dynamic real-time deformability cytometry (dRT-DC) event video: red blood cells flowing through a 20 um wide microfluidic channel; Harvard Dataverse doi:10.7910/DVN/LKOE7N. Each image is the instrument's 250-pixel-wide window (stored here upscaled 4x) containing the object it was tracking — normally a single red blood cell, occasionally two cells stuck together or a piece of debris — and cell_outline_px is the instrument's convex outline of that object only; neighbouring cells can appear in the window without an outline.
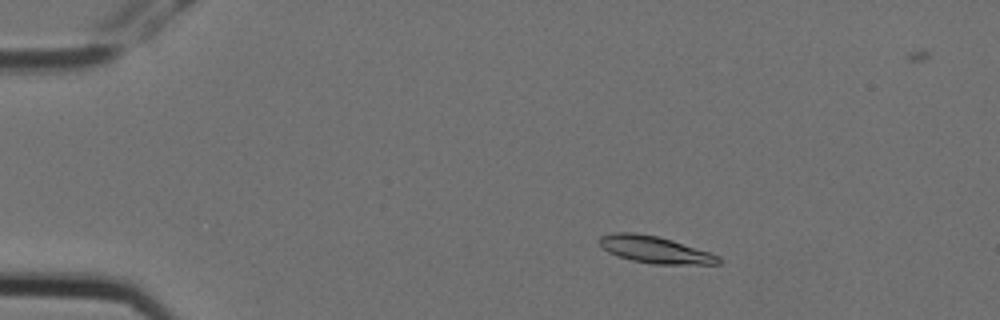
{"species": "Egyptian fruit bat (a non-hibernating species)", "species_latin": "Rousettus aegyptiacus", "temperature_condition": "cold", "stored_images_in_passage": 7, "camera_frame_rate_fps": 3000, "um_per_image_px": 0.085, "animal": {"sex": "female"}, "frame": {"image": 1, "passage_image": 2, "time_ms": 0.333, "image_size_px": [1000, 320], "cell_outline_px": [[724, 260], [720, 264], [652, 264], [632, 260], [608, 252], [596, 240], [600, 236], [612, 232], [636, 232], [656, 236], [672, 240], [720, 256]], "centroid_in_image_um": [55.66, 21.21], "position_along_channel_um": 29.3, "area_um2": 18.67}}
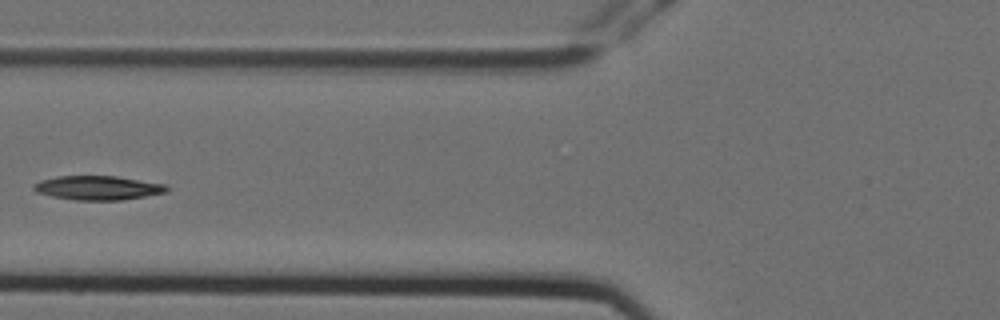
{"frame": {"image": 2, "passage_image": 5, "time_ms": 1.333, "image_size_px": [1000, 320], "cell_outline_px": [[168, 192], [120, 200], [76, 200], [52, 196], [36, 192], [32, 188], [32, 184], [40, 180], [56, 176], [116, 176], [168, 184]], "centroid_in_image_um": [8.32, 15.96], "position_along_channel_um": 117.5, "area_um2": 18.79}}
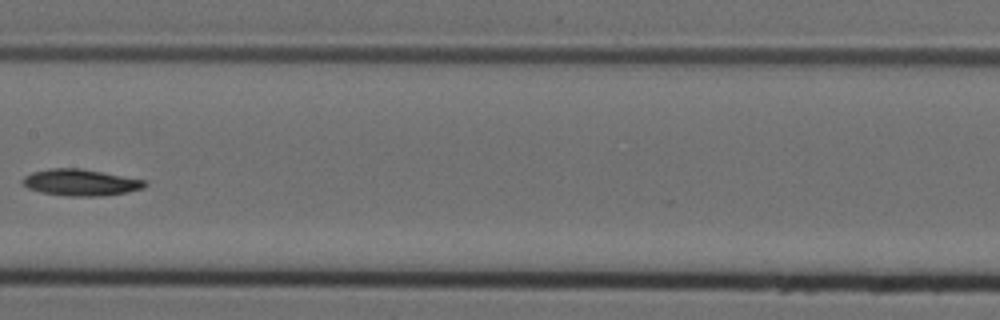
{"frame": {"image": 3, "passage_image": 7, "time_ms": 2.0, "image_size_px": [1000, 320], "cell_outline_px": [[148, 184], [144, 188], [128, 192], [100, 196], [68, 196], [40, 192], [28, 188], [20, 180], [24, 176], [32, 172], [52, 168], [80, 168], [148, 180]], "centroid_in_image_um": [6.88, 15.51], "position_along_channel_um": 200.5, "area_um2": 19.02}}